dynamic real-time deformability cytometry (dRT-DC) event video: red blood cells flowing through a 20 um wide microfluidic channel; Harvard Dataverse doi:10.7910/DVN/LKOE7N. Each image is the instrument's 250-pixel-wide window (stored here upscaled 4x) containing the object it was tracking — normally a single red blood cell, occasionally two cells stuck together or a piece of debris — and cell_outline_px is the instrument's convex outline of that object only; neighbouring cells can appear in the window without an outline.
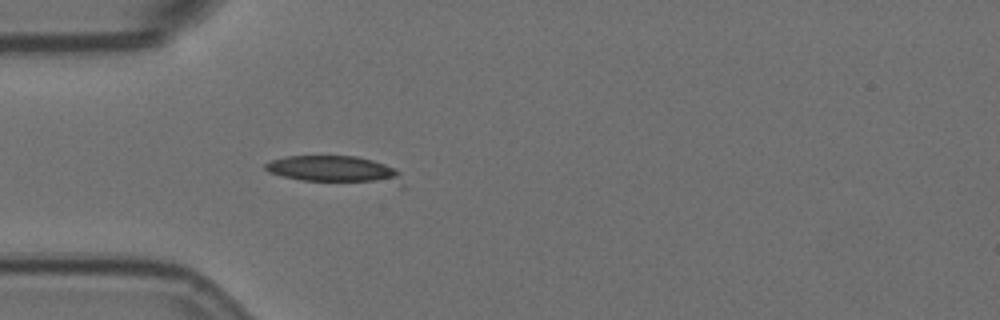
{"species": "Egyptian fruit bat (a non-hibernating species)", "species_latin": "Rousettus aegyptiacus", "temperature_condition": "room temperature", "stored_images_in_passage": 12, "camera_frame_rate_fps": 3000, "um_per_image_px": 0.085, "animal": {"sex": "female"}, "frame": {"image": 1, "passage_image": 1, "time_ms": 0.0, "image_size_px": [1000, 320], "cell_outline_px": [[400, 172], [396, 180], [300, 180], [268, 172], [264, 168], [264, 164], [272, 160], [288, 156], [356, 156], [372, 160], [384, 164]], "centroid_in_image_um": [28.13, 14.32], "position_along_channel_um": 56.9, "area_um2": 19.54}}
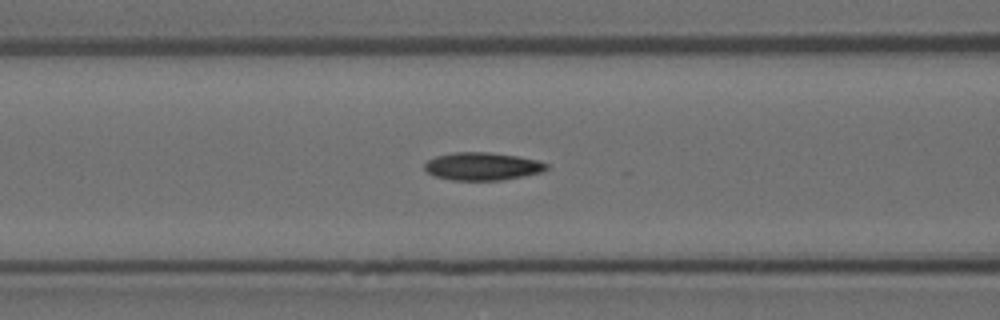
{"frame": {"image": 2, "passage_image": 7, "time_ms": 2.0, "image_size_px": [1000, 320], "cell_outline_px": [[548, 168], [540, 172], [524, 176], [500, 180], [452, 180], [432, 176], [424, 168], [424, 164], [428, 160], [436, 156], [452, 152], [488, 152], [516, 156], [536, 160], [548, 164]], "centroid_in_image_um": [40.96, 14.14], "position_along_channel_um": 125.6, "area_um2": 19.71}}
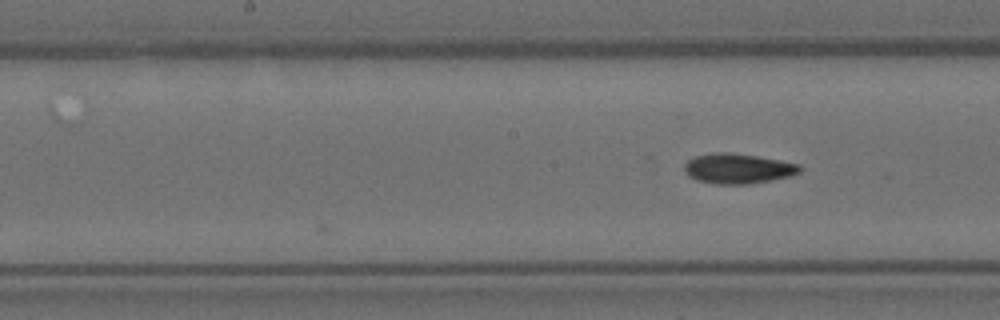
{"frame": {"image": 3, "passage_image": 12, "time_ms": 3.667, "image_size_px": [1000, 320], "cell_outline_px": [[804, 168], [800, 172], [792, 176], [772, 180], [748, 184], [712, 184], [696, 180], [688, 176], [684, 168], [684, 164], [688, 160], [696, 156], [716, 152], [728, 152], [756, 156], [800, 164]], "centroid_in_image_um": [62.74, 14.34], "position_along_channel_um": 185.5, "area_um2": 20.35}}